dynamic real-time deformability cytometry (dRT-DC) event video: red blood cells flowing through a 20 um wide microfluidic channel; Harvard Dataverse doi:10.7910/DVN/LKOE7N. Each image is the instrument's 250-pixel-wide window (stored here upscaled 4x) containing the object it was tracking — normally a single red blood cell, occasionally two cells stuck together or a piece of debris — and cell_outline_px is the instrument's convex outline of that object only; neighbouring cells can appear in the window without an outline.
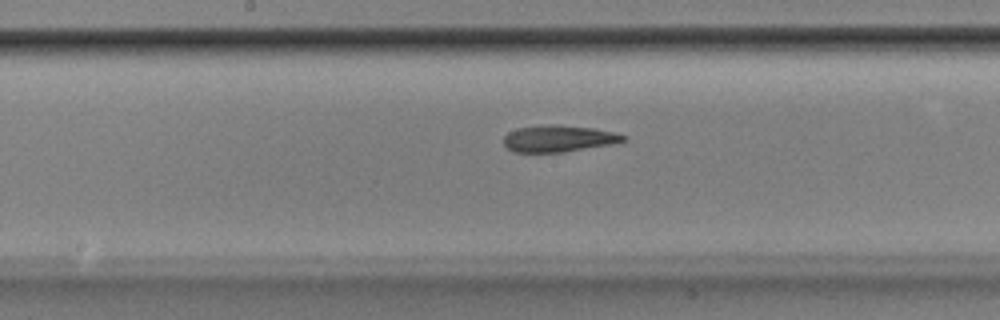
{"species": "Egyptian fruit bat (a non-hibernating species)", "species_latin": "Rousettus aegyptiacus", "temperature_condition": "room temperature", "stored_images_in_passage": 52, "camera_frame_rate_fps": 3000, "um_per_image_px": 0.085, "animal": {"sex": "male"}, "frame": {"image": 1, "passage_image": 27, "time_ms": 8.667, "image_size_px": [1000, 320], "cell_outline_px": [[628, 136], [624, 140], [612, 144], [564, 152], [512, 152], [504, 144], [504, 136], [508, 132], [516, 128], [552, 124], [556, 124], [592, 128], [612, 132]], "centroid_in_image_um": [47.45, 11.78], "position_along_channel_um": 200.8, "area_um2": 18.5}}
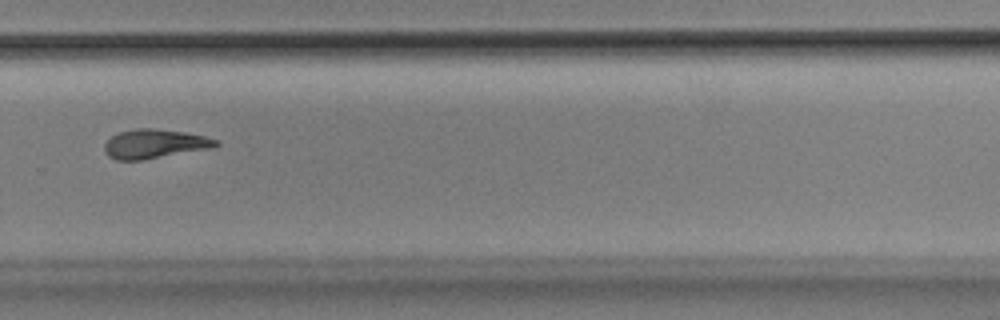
{"frame": {"image": 2, "passage_image": 36, "time_ms": 11.667, "image_size_px": [1000, 320], "cell_outline_px": [[220, 144], [216, 148], [140, 160], [116, 160], [108, 156], [104, 152], [104, 144], [112, 136], [120, 132], [136, 128], [156, 128], [184, 132], [204, 136], [216, 140]], "centroid_in_image_um": [13.15, 12.23], "position_along_channel_um": 316.6, "area_um2": 19.02}}
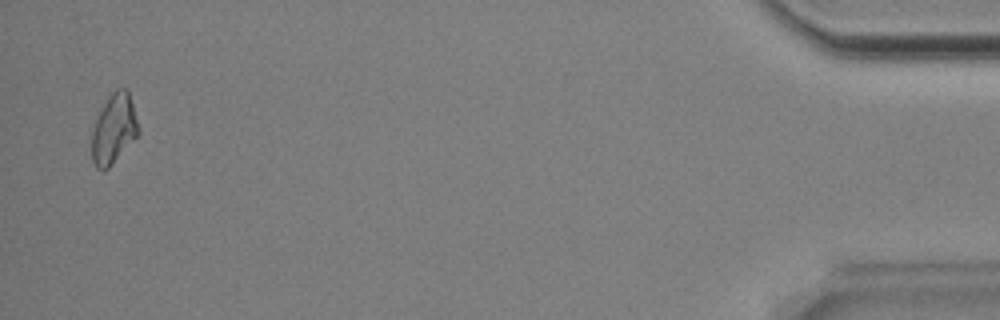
{"frame": {"image": 3, "passage_image": 51, "time_ms": 16.667, "image_size_px": [1000, 320], "cell_outline_px": [[140, 132], [112, 164], [104, 172], [96, 168], [92, 160], [92, 128], [108, 96], [116, 88], [128, 88], [140, 128]], "centroid_in_image_um": [9.68, 10.95], "position_along_channel_um": 425.5, "area_um2": 18.96}, "authors_computed_cell_mechanics": {"area_um2": 18.9006, "velocity_mm_per_s": 3.8792, "shape_relaxation_time_tau1_ms": 6.5869, "shape_relaxation_time_tau2_ms": 7.6311, "deformation_change_tau1": 0.1766, "deformation_change_tau2": 0.1582}}